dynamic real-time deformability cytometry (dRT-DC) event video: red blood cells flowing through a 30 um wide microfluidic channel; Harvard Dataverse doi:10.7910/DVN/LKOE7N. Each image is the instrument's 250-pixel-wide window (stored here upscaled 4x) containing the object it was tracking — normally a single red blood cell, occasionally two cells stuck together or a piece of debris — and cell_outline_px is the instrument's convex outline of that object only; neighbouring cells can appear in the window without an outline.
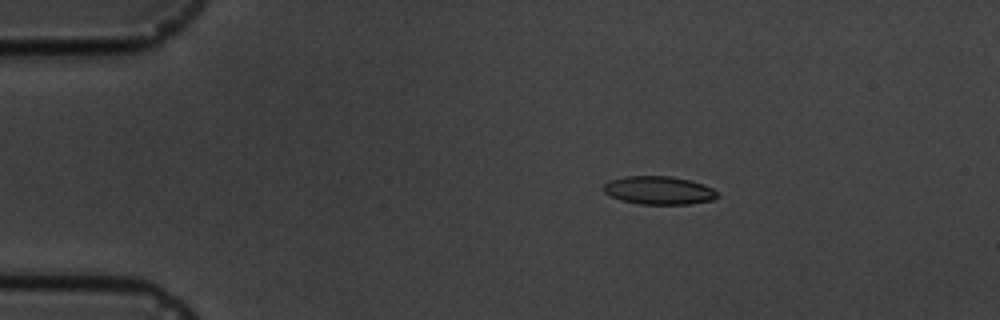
{"species": "common noctule bat (a hibernating species)", "species_latin": "Nyctalus noctula", "temperature_condition": "cold", "stored_images_in_passage": 5, "camera_frame_rate_fps": 3000, "um_per_image_px": 0.085, "animal": {"sex": "male", "body_mass_g": 19.5, "forearm_length_mm": 54.6}, "frame": {"image": 1, "passage_image": 3, "time_ms": 3.0, "image_size_px": [1000, 320], "cell_outline_px": [[720, 196], [716, 200], [688, 204], [640, 204], [620, 200], [604, 192], [604, 184], [612, 180], [624, 176], [672, 176], [704, 184], [712, 188]], "centroid_in_image_um": [56.05, 16.18], "position_along_channel_um": 29.0, "area_um2": 18.73}}